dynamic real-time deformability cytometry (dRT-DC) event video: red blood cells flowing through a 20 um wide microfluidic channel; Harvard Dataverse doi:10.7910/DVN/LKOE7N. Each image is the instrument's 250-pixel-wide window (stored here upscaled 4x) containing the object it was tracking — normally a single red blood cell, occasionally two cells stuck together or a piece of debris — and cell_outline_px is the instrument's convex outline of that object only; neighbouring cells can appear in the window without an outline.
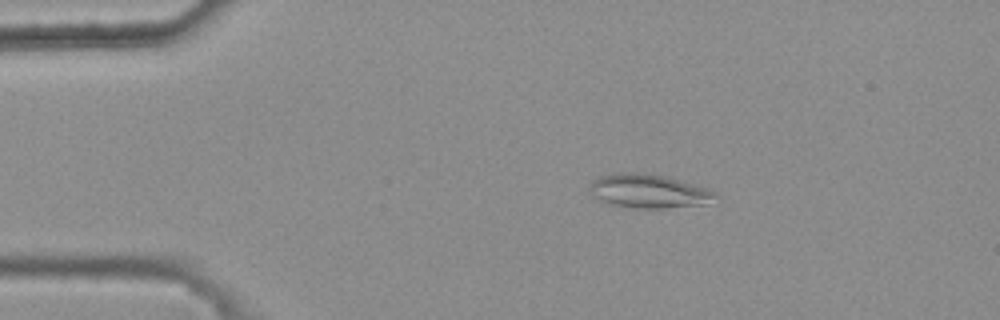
{"species": "common noctule bat (a hibernating species)", "species_latin": "Nyctalus noctula", "temperature_condition": "warm", "stored_images_in_passage": 46, "camera_frame_rate_fps": 3000, "um_per_image_px": 0.085, "animal": {"sex": "female", "body_mass_g": 25.1}, "frame": {"image": 1, "passage_image": 9, "time_ms": 2.667, "image_size_px": [1000, 320], "cell_outline_px": [[720, 196], [704, 204], [664, 208], [632, 208], [612, 204], [592, 196], [588, 192], [588, 184], [592, 180], [600, 176], [616, 172], [640, 172], [668, 176], [708, 188]], "centroid_in_image_um": [55.1, 16.22], "position_along_channel_um": 29.9, "area_um2": 25.09}}
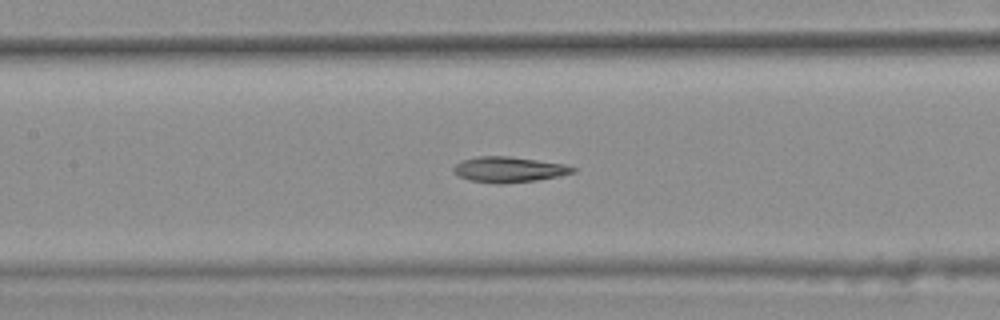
{"frame": {"image": 2, "passage_image": 24, "time_ms": 7.667, "image_size_px": [1000, 320], "cell_outline_px": [[576, 172], [560, 176], [536, 180], [500, 184], [492, 184], [468, 180], [452, 172], [452, 168], [460, 160], [480, 156], [508, 156], [564, 164], [576, 168]], "centroid_in_image_um": [43.22, 14.41], "position_along_channel_um": 164.2, "area_um2": 17.86}}
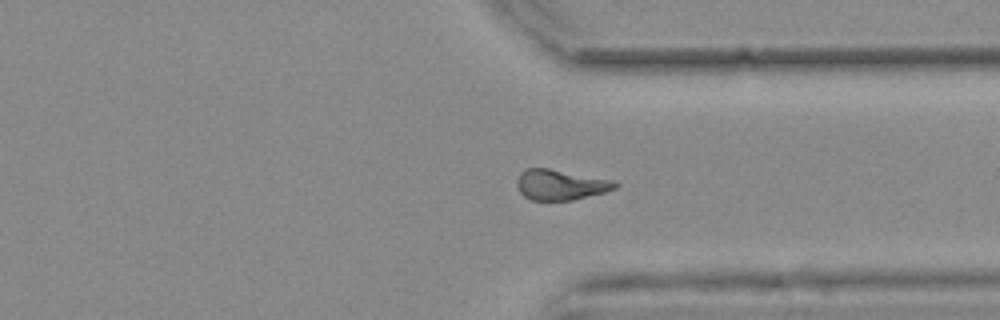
{"frame": {"image": 3, "passage_image": 40, "time_ms": 13.0, "image_size_px": [1000, 320], "cell_outline_px": [[620, 184], [616, 188], [604, 192], [572, 200], [532, 200], [524, 196], [520, 192], [516, 184], [516, 180], [520, 172], [528, 168], [548, 168], [612, 180]], "centroid_in_image_um": [47.61, 15.7], "position_along_channel_um": 363.8, "area_um2": 17.28}, "authors_computed_cell_mechanics": {"area_um2": 17.8602, "velocity_mm_per_s": 3.739, "shape_relaxation_time_tau1_ms": null, "shape_relaxation_time_tau2_ms": 4.8008, "deformation_change_tau1": null, "deformation_change_tau2": 0.1205}}